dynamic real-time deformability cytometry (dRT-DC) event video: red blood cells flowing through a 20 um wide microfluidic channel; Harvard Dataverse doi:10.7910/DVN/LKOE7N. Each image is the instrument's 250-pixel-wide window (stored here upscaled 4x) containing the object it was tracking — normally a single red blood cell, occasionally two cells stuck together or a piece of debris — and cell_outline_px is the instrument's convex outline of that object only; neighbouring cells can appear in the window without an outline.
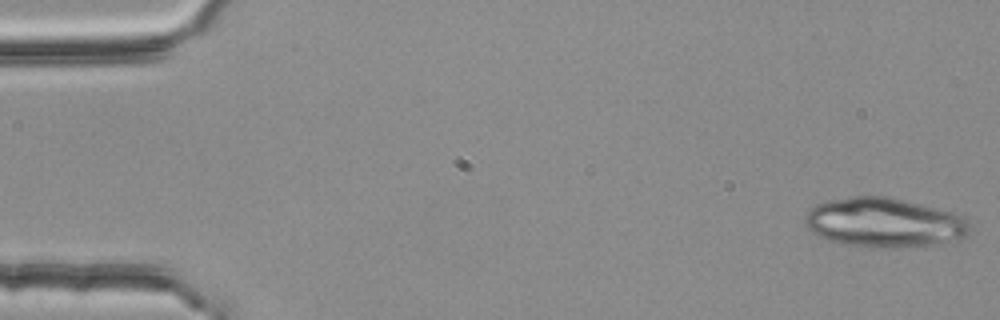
{"species": "common noctule bat (a hibernating species)", "species_latin": "Nyctalus noctula", "temperature_condition": "room temperature", "stored_images_in_passage": 52, "segment_of_instrument_passage": [1, 2], "camera_frame_rate_fps": 3000, "um_per_image_px": 0.085, "animal": {"sex": "female", "body_mass_g": 25.1}, "frame": {"image": 1, "passage_image": 1, "time_ms": 0.0, "image_size_px": [1000, 320], "cell_outline_px": [[972, 228], [968, 236], [928, 244], [892, 248], [868, 248], [844, 244], [828, 240], [812, 232], [808, 228], [804, 220], [804, 216], [816, 204], [832, 200], [852, 196], [888, 196], [936, 208], [964, 216]], "centroid_in_image_um": [75.13, 18.92], "position_along_channel_um": 9.9, "area_um2": 47.16}}